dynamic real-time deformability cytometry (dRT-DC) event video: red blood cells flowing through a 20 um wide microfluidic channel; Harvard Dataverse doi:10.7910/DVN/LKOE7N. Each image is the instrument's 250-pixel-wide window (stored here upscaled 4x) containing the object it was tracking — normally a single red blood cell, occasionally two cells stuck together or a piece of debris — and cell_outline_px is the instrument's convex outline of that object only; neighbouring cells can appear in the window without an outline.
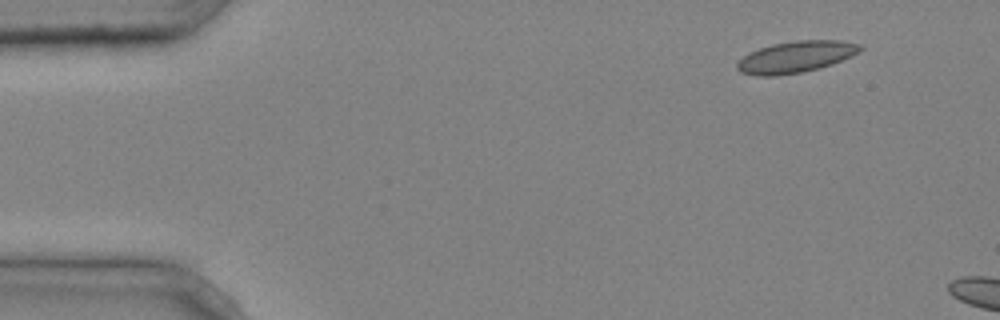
{"species": "common noctule bat (a hibernating species)", "species_latin": "Nyctalus noctula", "temperature_condition": "cold", "stored_images_in_passage": 4, "camera_frame_rate_fps": 3000, "um_per_image_px": 0.085, "animal": {"sex": "male", "body_mass_g": 20.4}, "frame": {"image": 1, "passage_image": 1, "time_ms": 0.0, "image_size_px": [1000, 320], "cell_outline_px": [[864, 48], [860, 52], [852, 56], [832, 64], [820, 68], [804, 72], [776, 76], [756, 76], [740, 72], [736, 68], [736, 64], [748, 52], [772, 44], [796, 40], [840, 40], [864, 44]], "centroid_in_image_um": [67.68, 4.83], "position_along_channel_um": 17.3, "area_um2": 22.95}}